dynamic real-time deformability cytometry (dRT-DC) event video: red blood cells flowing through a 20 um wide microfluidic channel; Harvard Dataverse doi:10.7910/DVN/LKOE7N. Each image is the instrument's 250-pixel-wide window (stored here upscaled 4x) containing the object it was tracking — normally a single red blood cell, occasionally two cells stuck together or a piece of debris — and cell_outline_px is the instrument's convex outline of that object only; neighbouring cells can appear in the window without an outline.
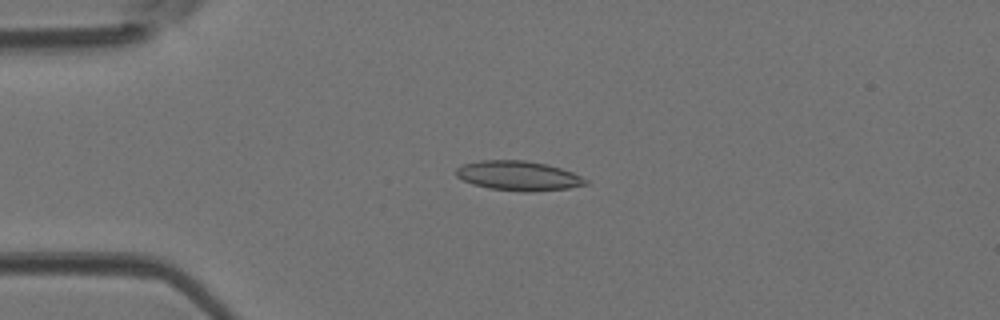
{"species": "Egyptian fruit bat (a non-hibernating species)", "species_latin": "Rousettus aegyptiacus", "temperature_condition": "room temperature", "stored_images_in_passage": 45, "camera_frame_rate_fps": 3000, "um_per_image_px": 0.085, "animal": {"sex": "female"}, "frame": {"image": 1, "passage_image": 11, "time_ms": 3.333, "image_size_px": [1000, 320], "cell_outline_px": [[588, 184], [568, 188], [536, 192], [524, 192], [488, 188], [472, 184], [456, 176], [456, 168], [464, 164], [480, 160], [524, 160], [548, 164], [572, 172], [588, 180]], "centroid_in_image_um": [44.07, 14.94], "position_along_channel_um": 40.9, "area_um2": 22.43}}
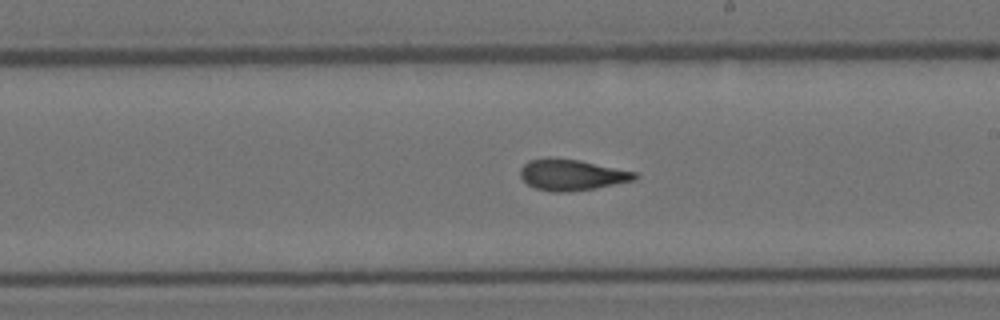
{"frame": {"image": 2, "passage_image": 26, "time_ms": 8.333, "image_size_px": [1000, 320], "cell_outline_px": [[640, 176], [636, 180], [596, 188], [568, 192], [552, 192], [536, 188], [528, 184], [520, 176], [520, 168], [528, 160], [548, 156], [580, 160], [636, 172]], "centroid_in_image_um": [48.6, 14.85], "position_along_channel_um": 240.4, "area_um2": 21.04}}
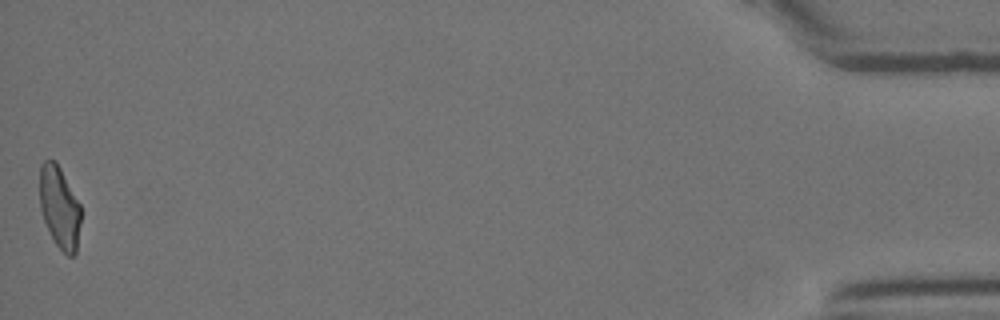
{"frame": {"image": 3, "passage_image": 45, "time_ms": 14.667, "image_size_px": [1000, 320], "cell_outline_px": [[80, 224], [76, 252], [72, 256], [68, 256], [56, 244], [44, 220], [40, 208], [40, 164], [44, 160], [56, 160], [80, 204]], "centroid_in_image_um": [5.05, 17.59], "position_along_channel_um": 430.1, "area_um2": 19.48}}